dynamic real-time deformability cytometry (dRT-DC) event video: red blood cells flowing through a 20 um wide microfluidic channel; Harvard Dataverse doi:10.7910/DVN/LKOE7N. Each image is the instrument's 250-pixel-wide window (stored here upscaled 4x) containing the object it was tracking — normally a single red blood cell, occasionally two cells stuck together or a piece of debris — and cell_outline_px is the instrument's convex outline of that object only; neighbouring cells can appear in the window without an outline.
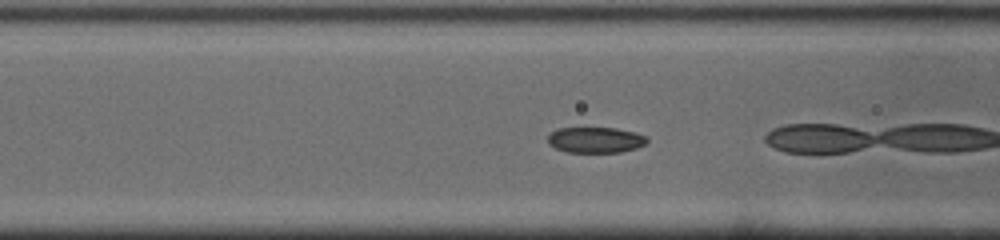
{"species": "common noctule bat (a hibernating species)", "species_latin": "Nyctalus noctula", "temperature_condition": "cold", "stored_images_in_passage": 19, "camera_frame_rate_fps": 3000, "um_per_image_px": 0.085, "animal": {"sex": "male", "body_mass_g": 19.0, "forearm_length_mm": 50.8}, "frame": {"image": 1, "passage_image": 17, "time_ms": 5.333, "image_size_px": [1000, 240], "cell_outline_px": [[648, 140], [644, 144], [636, 148], [620, 152], [568, 152], [556, 148], [548, 144], [548, 136], [556, 128], [616, 128], [636, 132], [644, 136]], "centroid_in_image_um": [50.6, 11.89], "position_along_channel_um": 116.0, "area_um2": 14.8}}